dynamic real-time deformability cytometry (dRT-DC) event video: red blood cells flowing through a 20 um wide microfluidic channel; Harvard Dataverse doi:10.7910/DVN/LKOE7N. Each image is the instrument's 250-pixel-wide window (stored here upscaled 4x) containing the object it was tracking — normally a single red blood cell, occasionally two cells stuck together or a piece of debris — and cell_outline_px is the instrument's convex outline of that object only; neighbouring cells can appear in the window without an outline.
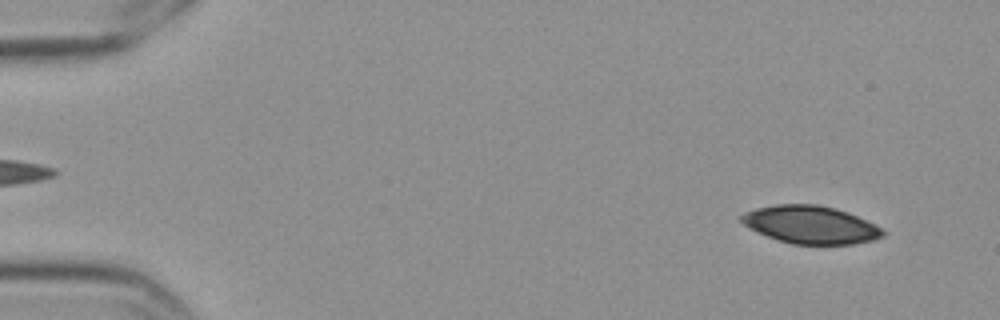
{"species": "Egyptian fruit bat (a non-hibernating species)", "species_latin": "Rousettus aegyptiacus", "temperature_condition": "cold", "stored_images_in_passage": 4, "camera_frame_rate_fps": 3000, "um_per_image_px": 0.085, "frame": {"image": 1, "passage_image": 1, "time_ms": 0.0, "image_size_px": [1000, 320], "cell_outline_px": [[888, 232], [884, 236], [872, 240], [852, 244], [792, 244], [756, 232], [748, 228], [740, 220], [740, 216], [744, 212], [756, 208], [776, 204], [816, 204], [848, 212], [876, 224]], "centroid_in_image_um": [68.91, 19.1], "position_along_channel_um": 16.1, "area_um2": 31.21}}
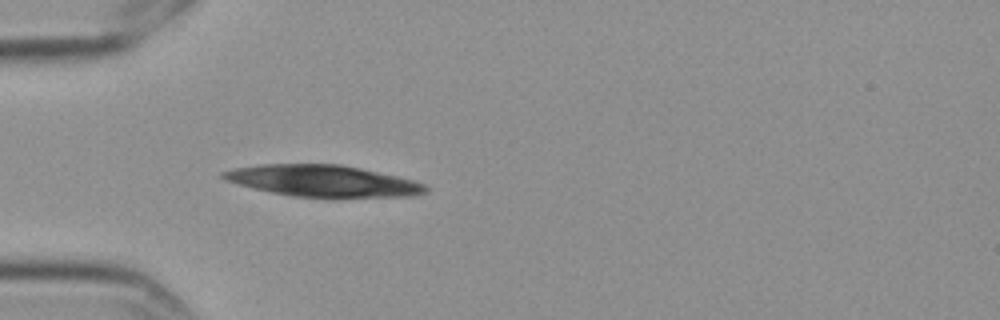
{"frame": {"image": 2, "passage_image": 4, "time_ms": 1.0, "image_size_px": [1000, 320], "cell_outline_px": [[428, 192], [412, 196], [292, 196], [252, 188], [224, 180], [220, 176], [220, 172], [232, 168], [260, 164], [340, 164], [360, 168], [396, 176], [412, 180], [424, 184], [428, 188]], "centroid_in_image_um": [27.37, 15.35], "position_along_channel_um": 57.6, "area_um2": 36.65}}